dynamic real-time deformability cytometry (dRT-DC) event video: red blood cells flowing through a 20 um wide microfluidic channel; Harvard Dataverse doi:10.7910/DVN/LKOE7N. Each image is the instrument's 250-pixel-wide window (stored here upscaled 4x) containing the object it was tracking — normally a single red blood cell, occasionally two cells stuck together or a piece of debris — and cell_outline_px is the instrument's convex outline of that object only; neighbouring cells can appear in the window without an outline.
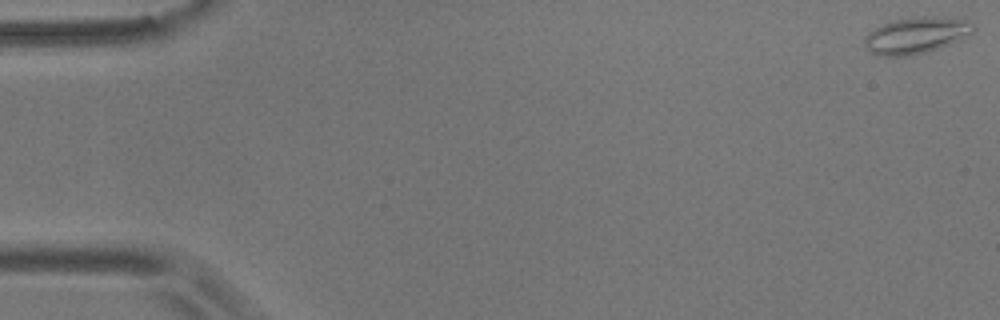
{"species": "common noctule bat (a hibernating species)", "species_latin": "Nyctalus noctula", "temperature_condition": "room temperature", "stored_images_in_passage": 56, "camera_frame_rate_fps": 3000, "um_per_image_px": 0.085, "animal": {"sex": "male", "body_mass_g": 17.9}, "frame": {"image": 1, "passage_image": 1, "time_ms": 0.0, "image_size_px": [1000, 320], "cell_outline_px": [[976, 28], [964, 40], [928, 52], [912, 56], [876, 56], [864, 44], [864, 36], [868, 32], [884, 24], [896, 20], [916, 16], [944, 16], [964, 20], [972, 24]], "centroid_in_image_um": [77.91, 3.02], "position_along_channel_um": 7.1, "area_um2": 23.47}}
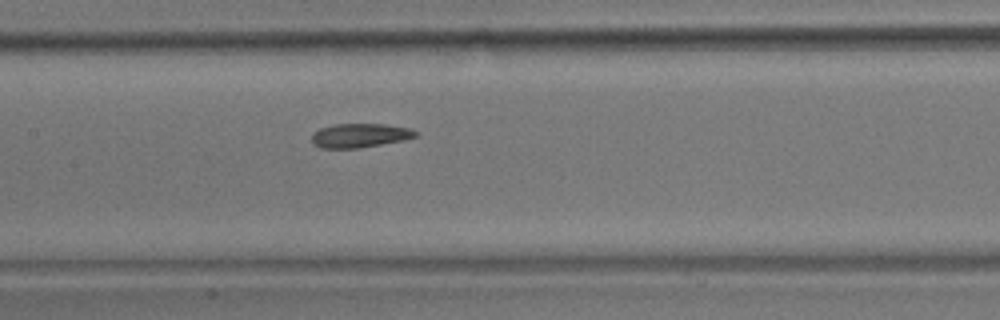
{"frame": {"image": 2, "passage_image": 27, "time_ms": 8.667, "image_size_px": [1000, 320], "cell_outline_px": [[420, 132], [416, 136], [404, 140], [360, 148], [320, 148], [312, 144], [312, 132], [320, 128], [336, 124], [384, 124], [412, 128]], "centroid_in_image_um": [30.6, 11.51], "position_along_channel_um": 176.8, "area_um2": 14.74}}
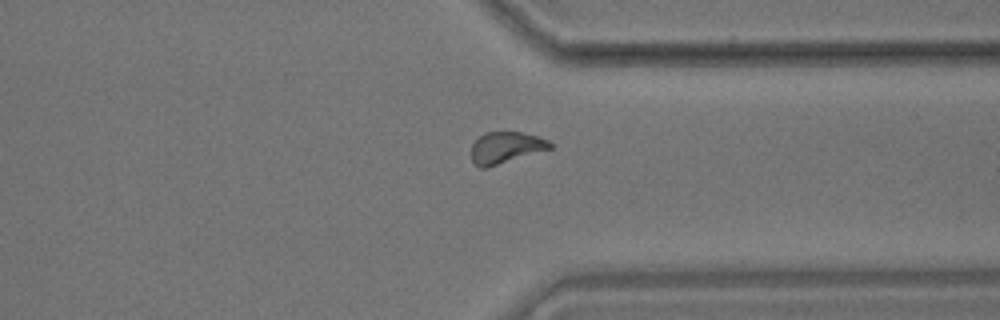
{"frame": {"image": 3, "passage_image": 43, "time_ms": 14.0, "image_size_px": [1000, 320], "cell_outline_px": [[552, 148], [488, 168], [480, 168], [472, 160], [472, 144], [484, 132], [504, 128], [536, 136], [548, 140], [552, 144]], "centroid_in_image_um": [42.98, 12.5], "position_along_channel_um": 368.4, "area_um2": 14.91}, "authors_computed_cell_mechanics": {"area_um2": 15.2014, "velocity_mm_per_s": 3.6119, "shape_relaxation_time_tau1_ms": 10.47, "shape_relaxation_time_tau2_ms": 3.4192, "deformation_change_tau1": 0.2013, "deformation_change_tau2": 0.1017}}